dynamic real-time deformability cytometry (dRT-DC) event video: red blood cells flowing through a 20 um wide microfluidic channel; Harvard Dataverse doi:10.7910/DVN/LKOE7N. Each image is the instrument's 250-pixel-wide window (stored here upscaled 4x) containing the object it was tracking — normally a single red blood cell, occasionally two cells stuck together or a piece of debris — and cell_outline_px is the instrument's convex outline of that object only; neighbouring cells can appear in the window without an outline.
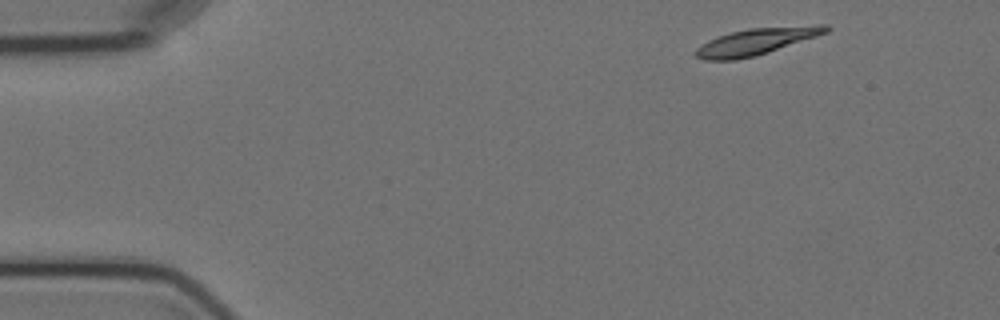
{"species": "Egyptian fruit bat (a non-hibernating species)", "species_latin": "Rousettus aegyptiacus", "temperature_condition": "cold", "stored_images_in_passage": 4, "camera_frame_rate_fps": 3000, "um_per_image_px": 0.085, "animal": {"sex": "female"}, "frame": {"image": 1, "passage_image": 1, "time_ms": 0.0, "image_size_px": [1000, 320], "cell_outline_px": [[832, 28], [828, 32], [756, 56], [736, 60], [704, 60], [696, 56], [692, 52], [696, 48], [708, 40], [732, 32], [748, 28], [816, 24], [828, 24]], "centroid_in_image_um": [64.3, 3.52], "position_along_channel_um": 20.7, "area_um2": 20.35}}
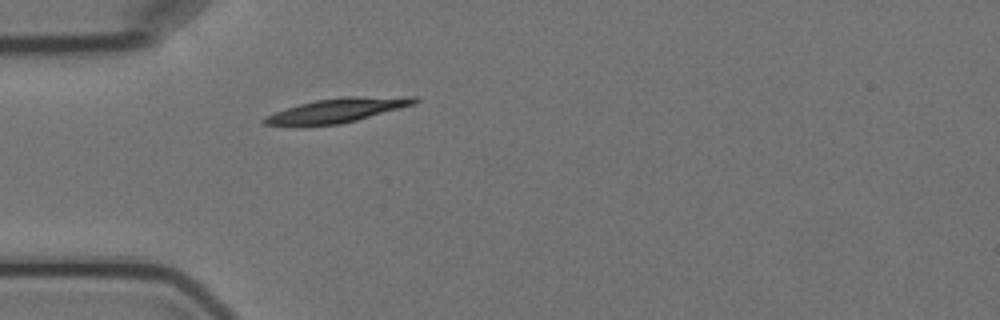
{"frame": {"image": 2, "passage_image": 4, "time_ms": 3.333, "image_size_px": [1000, 320], "cell_outline_px": [[420, 100], [416, 104], [356, 120], [340, 124], [264, 124], [260, 120], [264, 116], [300, 104], [316, 100], [344, 96], [420, 96]], "centroid_in_image_um": [28.81, 9.33], "position_along_channel_um": 56.2, "area_um2": 20.87}}